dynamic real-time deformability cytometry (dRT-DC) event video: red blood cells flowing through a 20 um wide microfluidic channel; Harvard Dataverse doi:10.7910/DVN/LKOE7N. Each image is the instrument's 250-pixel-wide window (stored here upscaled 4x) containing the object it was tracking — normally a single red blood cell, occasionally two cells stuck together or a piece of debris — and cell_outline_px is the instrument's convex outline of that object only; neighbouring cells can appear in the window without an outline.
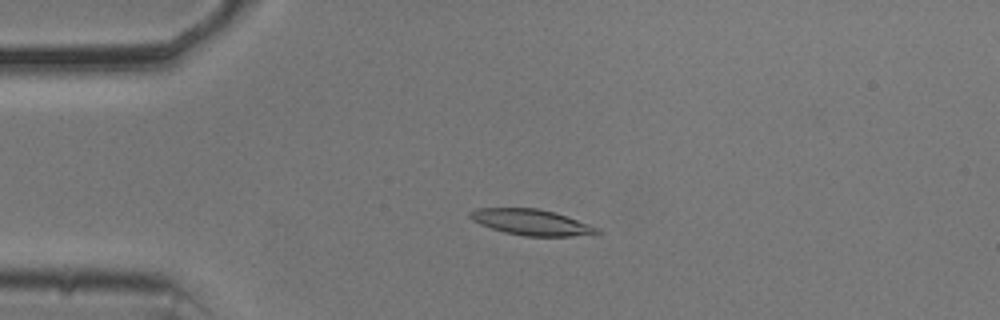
{"species": "common noctule bat (a hibernating species)", "species_latin": "Nyctalus noctula", "temperature_condition": "cold", "stored_images_in_passage": 54, "camera_frame_rate_fps": 3000, "um_per_image_px": 0.085, "animal": {"sex": "male", "body_mass_g": 20.5, "forearm_length_mm": 52.5}, "frame": {"image": 1, "passage_image": 12, "time_ms": 3.667, "image_size_px": [1000, 320], "cell_outline_px": [[600, 232], [572, 236], [524, 236], [504, 232], [480, 224], [472, 220], [468, 216], [468, 212], [476, 208], [536, 208], [552, 212], [600, 228]], "centroid_in_image_um": [45.09, 18.89], "position_along_channel_um": 39.9, "area_um2": 18.79}}
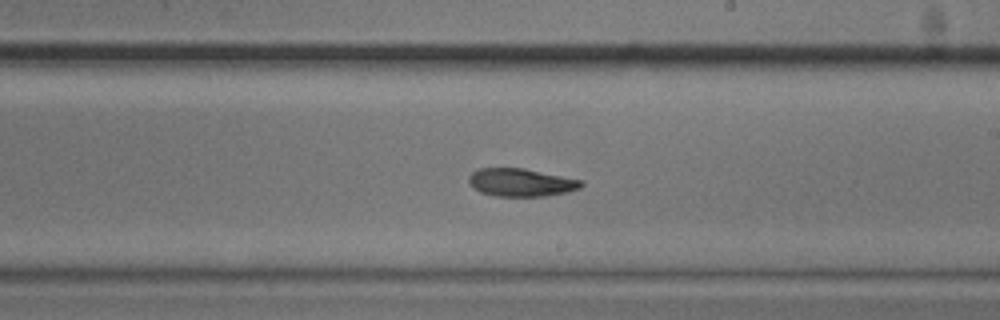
{"frame": {"image": 2, "passage_image": 31, "time_ms": 10.0, "image_size_px": [1000, 320], "cell_outline_px": [[584, 184], [580, 188], [568, 192], [544, 196], [496, 196], [480, 192], [468, 180], [468, 176], [472, 172], [480, 168], [524, 168], [584, 180]], "centroid_in_image_um": [44.33, 15.5], "position_along_channel_um": 244.7, "area_um2": 18.32}}
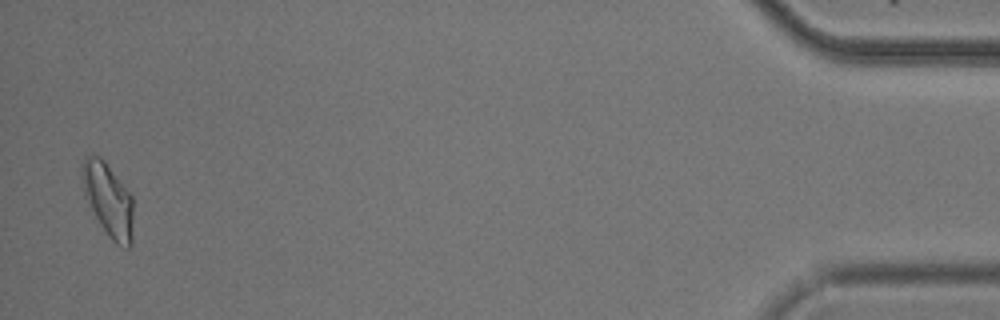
{"frame": {"image": 3, "passage_image": 53, "time_ms": 17.333, "image_size_px": [1000, 320], "cell_outline_px": [[132, 244], [128, 248], [124, 248], [116, 244], [108, 236], [100, 224], [88, 204], [84, 196], [80, 168], [84, 156], [100, 156], [104, 160], [132, 196]], "centroid_in_image_um": [9.17, 16.98], "position_along_channel_um": 426.0, "area_um2": 21.96}, "authors_computed_cell_mechanics": {"area_um2": 18.9584, "velocity_mm_per_s": 3.6639, "shape_relaxation_time_tau1_ms": null, "shape_relaxation_time_tau2_ms": 5.7957, "deformation_change_tau1": null, "deformation_change_tau2": 0.1321}}